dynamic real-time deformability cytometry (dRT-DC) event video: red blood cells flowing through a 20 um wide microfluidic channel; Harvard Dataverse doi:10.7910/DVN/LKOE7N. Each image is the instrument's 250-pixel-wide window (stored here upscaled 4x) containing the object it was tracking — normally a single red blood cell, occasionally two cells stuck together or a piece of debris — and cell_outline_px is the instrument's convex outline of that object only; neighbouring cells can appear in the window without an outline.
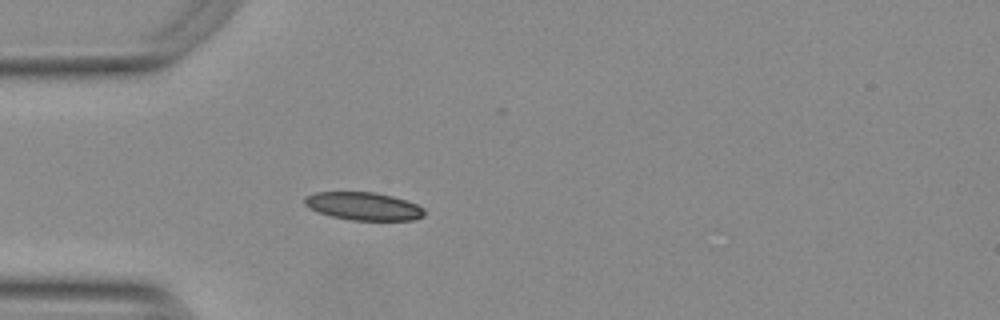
{"species": "Egyptian fruit bat (a non-hibernating species)", "species_latin": "Rousettus aegyptiacus", "temperature_condition": "warm", "stored_images_in_passage": 39, "camera_frame_rate_fps": 3000, "um_per_image_px": 0.085, "animal": {"sex": "female"}, "frame": {"image": 1, "passage_image": 8, "time_ms": 2.333, "image_size_px": [1000, 320], "cell_outline_px": [[424, 216], [412, 220], [352, 220], [332, 216], [320, 212], [304, 204], [304, 196], [316, 192], [376, 192], [392, 196], [416, 204], [424, 208]], "centroid_in_image_um": [30.9, 17.52], "position_along_channel_um": 54.1, "area_um2": 19.31}}
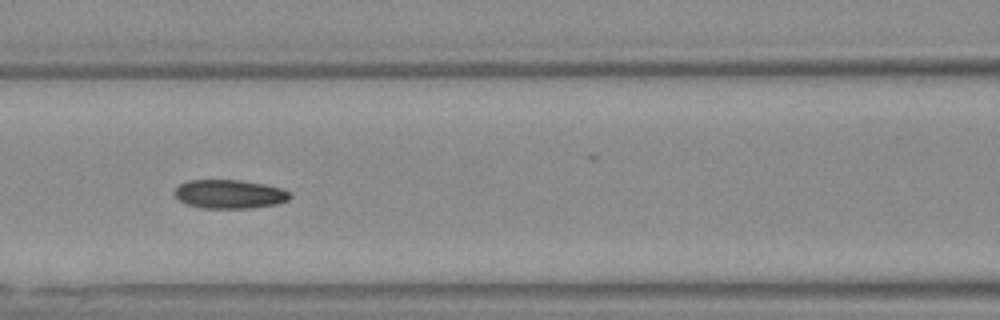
{"frame": {"image": 2, "passage_image": 16, "time_ms": 5.0, "image_size_px": [1000, 320], "cell_outline_px": [[292, 196], [288, 200], [276, 204], [248, 208], [204, 208], [188, 204], [180, 200], [172, 192], [180, 184], [188, 180], [240, 180], [264, 184], [280, 188], [288, 192]], "centroid_in_image_um": [19.5, 16.49], "position_along_channel_um": 147.1, "area_um2": 19.19}}
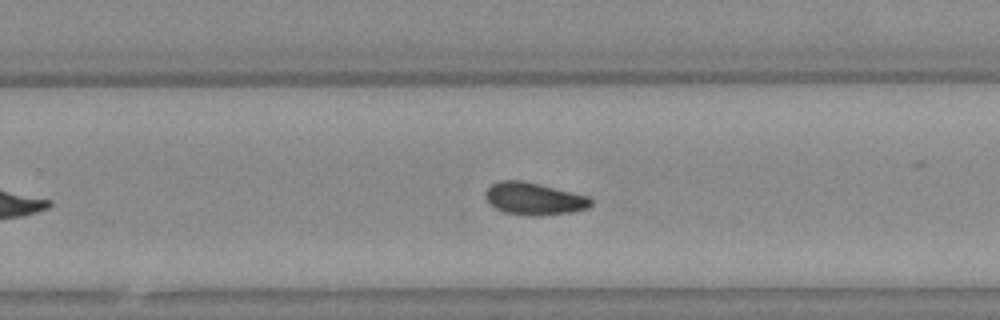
{"frame": {"image": 3, "passage_image": 27, "time_ms": 8.667, "image_size_px": [1000, 320], "cell_outline_px": [[592, 204], [588, 208], [572, 212], [544, 216], [532, 216], [504, 212], [488, 204], [484, 196], [484, 192], [492, 184], [500, 180], [520, 180], [540, 184], [588, 196], [592, 200]], "centroid_in_image_um": [45.37, 16.9], "position_along_channel_um": 284.4, "area_um2": 20.06}, "authors_computed_cell_mechanics": {"area_um2": 19.5364, "velocity_mm_per_s": 3.7627, "shape_relaxation_time_tau1_ms": 9.8818, "shape_relaxation_time_tau2_ms": 4.0992, "deformation_change_tau1": 0.2048, "deformation_change_tau2": 0.0795}}